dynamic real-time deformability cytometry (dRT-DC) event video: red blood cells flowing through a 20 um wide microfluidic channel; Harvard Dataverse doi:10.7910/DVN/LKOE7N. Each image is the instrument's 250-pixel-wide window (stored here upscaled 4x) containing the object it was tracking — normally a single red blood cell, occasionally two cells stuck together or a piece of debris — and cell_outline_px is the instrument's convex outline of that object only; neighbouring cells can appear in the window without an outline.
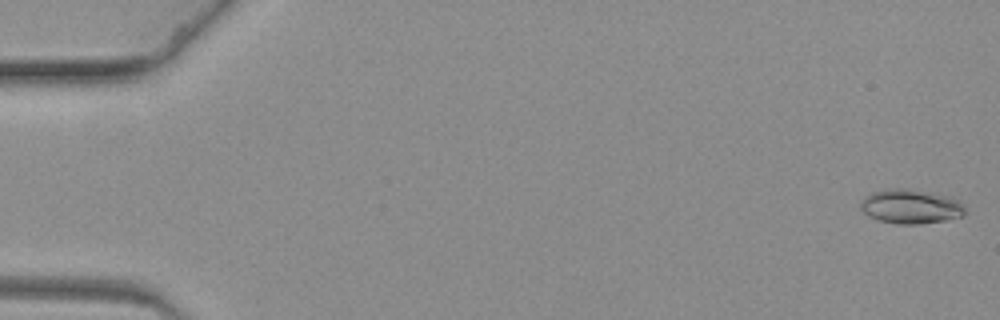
{"species": "common noctule bat (a hibernating species)", "species_latin": "Nyctalus noctula", "temperature_condition": "warm", "stored_images_in_passage": 65, "camera_frame_rate_fps": 3000, "um_per_image_px": 0.085, "animal": {"sex": "female", "body_mass_g": 19.3, "forearm_length_mm": 54.1}, "frame": {"image": 1, "passage_image": 2, "time_ms": 0.333, "image_size_px": [1000, 320], "cell_outline_px": [[964, 216], [944, 220], [920, 224], [896, 224], [880, 220], [868, 216], [860, 208], [860, 200], [872, 192], [892, 188], [904, 188], [952, 196], [960, 200], [964, 204]], "centroid_in_image_um": [77.43, 17.55], "position_along_channel_um": 7.6, "area_um2": 21.04}}
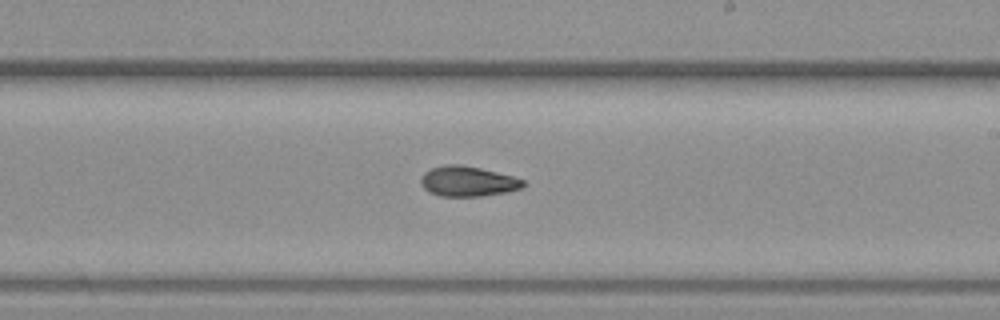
{"frame": {"image": 2, "passage_image": 39, "time_ms": 12.667, "image_size_px": [1000, 320], "cell_outline_px": [[524, 188], [504, 192], [480, 196], [440, 196], [428, 192], [420, 184], [420, 180], [424, 172], [432, 168], [444, 164], [460, 164], [480, 168], [512, 176], [524, 180]], "centroid_in_image_um": [39.73, 15.41], "position_along_channel_um": 249.3, "area_um2": 17.98}}
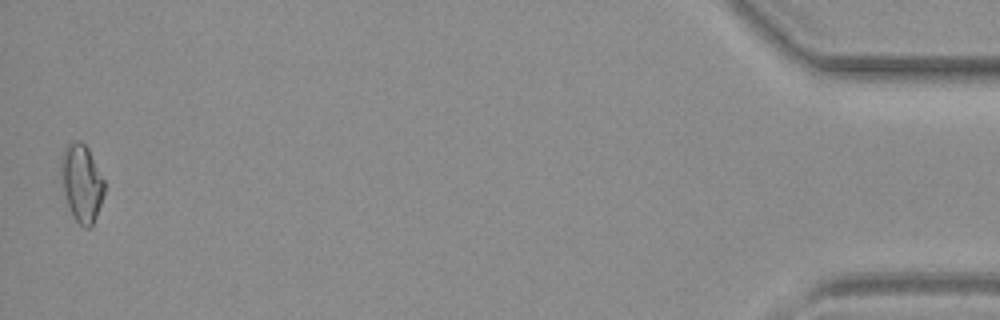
{"frame": {"image": 3, "passage_image": 64, "time_ms": 21.0, "image_size_px": [1000, 320], "cell_outline_px": [[104, 196], [96, 216], [92, 224], [88, 228], [84, 228], [76, 220], [68, 204], [60, 184], [60, 156], [64, 148], [72, 140], [80, 140], [88, 148], [104, 180]], "centroid_in_image_um": [6.91, 15.51], "position_along_channel_um": 428.3, "area_um2": 19.71}}